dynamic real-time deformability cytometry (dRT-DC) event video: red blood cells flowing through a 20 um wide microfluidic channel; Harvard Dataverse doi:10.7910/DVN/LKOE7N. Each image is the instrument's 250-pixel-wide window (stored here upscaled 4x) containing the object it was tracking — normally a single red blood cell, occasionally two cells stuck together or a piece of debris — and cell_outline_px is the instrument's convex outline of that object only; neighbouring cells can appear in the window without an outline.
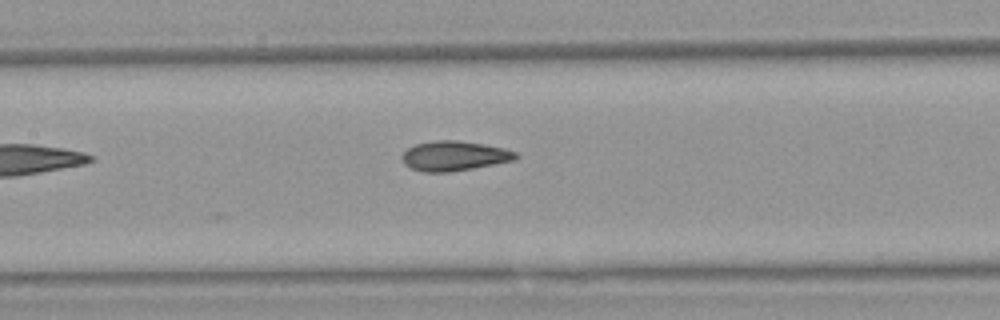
{"species": "Egyptian fruit bat (a non-hibernating species)", "species_latin": "Rousettus aegyptiacus", "temperature_condition": "warm", "stored_images_in_passage": 7, "camera_frame_rate_fps": 3000, "um_per_image_px": 0.085, "animal": {"sex": "female"}, "frame": {"image": 1, "passage_image": 7, "time_ms": 7.333, "image_size_px": [1000, 320], "cell_outline_px": [[520, 156], [512, 160], [472, 168], [448, 172], [424, 172], [412, 168], [404, 164], [400, 156], [408, 148], [416, 144], [436, 140], [460, 140], [484, 144], [504, 148], [516, 152]], "centroid_in_image_um": [38.58, 13.24], "position_along_channel_um": 168.8, "area_um2": 19.59}}